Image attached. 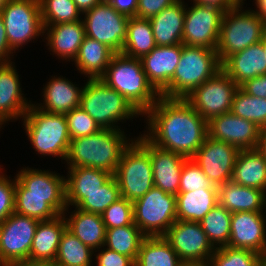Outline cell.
<instances>
[{
  "label": "cell",
  "mask_w": 266,
  "mask_h": 266,
  "mask_svg": "<svg viewBox=\"0 0 266 266\" xmlns=\"http://www.w3.org/2000/svg\"><path fill=\"white\" fill-rule=\"evenodd\" d=\"M143 135L159 148L192 158L208 135V122L185 100L160 97L143 115Z\"/></svg>",
  "instance_id": "1"
},
{
  "label": "cell",
  "mask_w": 266,
  "mask_h": 266,
  "mask_svg": "<svg viewBox=\"0 0 266 266\" xmlns=\"http://www.w3.org/2000/svg\"><path fill=\"white\" fill-rule=\"evenodd\" d=\"M126 136L124 130L101 129L96 134L71 139L65 161L68 167L95 168L114 175L123 152L135 140Z\"/></svg>",
  "instance_id": "2"
},
{
  "label": "cell",
  "mask_w": 266,
  "mask_h": 266,
  "mask_svg": "<svg viewBox=\"0 0 266 266\" xmlns=\"http://www.w3.org/2000/svg\"><path fill=\"white\" fill-rule=\"evenodd\" d=\"M100 79L144 115L161 97L149 83L140 58L116 53Z\"/></svg>",
  "instance_id": "3"
},
{
  "label": "cell",
  "mask_w": 266,
  "mask_h": 266,
  "mask_svg": "<svg viewBox=\"0 0 266 266\" xmlns=\"http://www.w3.org/2000/svg\"><path fill=\"white\" fill-rule=\"evenodd\" d=\"M221 69L216 50L182 44L181 58L175 73L160 96L167 99H184Z\"/></svg>",
  "instance_id": "4"
},
{
  "label": "cell",
  "mask_w": 266,
  "mask_h": 266,
  "mask_svg": "<svg viewBox=\"0 0 266 266\" xmlns=\"http://www.w3.org/2000/svg\"><path fill=\"white\" fill-rule=\"evenodd\" d=\"M82 86L80 107L85 110L101 129H120L123 122L143 115L128 100L109 87L100 78L86 79Z\"/></svg>",
  "instance_id": "5"
},
{
  "label": "cell",
  "mask_w": 266,
  "mask_h": 266,
  "mask_svg": "<svg viewBox=\"0 0 266 266\" xmlns=\"http://www.w3.org/2000/svg\"><path fill=\"white\" fill-rule=\"evenodd\" d=\"M21 121L36 154L66 159L71 138L65 114L45 112L32 104Z\"/></svg>",
  "instance_id": "6"
},
{
  "label": "cell",
  "mask_w": 266,
  "mask_h": 266,
  "mask_svg": "<svg viewBox=\"0 0 266 266\" xmlns=\"http://www.w3.org/2000/svg\"><path fill=\"white\" fill-rule=\"evenodd\" d=\"M244 1L223 13L216 49L221 63L228 56L260 42L265 33L266 22L253 9L244 10Z\"/></svg>",
  "instance_id": "7"
},
{
  "label": "cell",
  "mask_w": 266,
  "mask_h": 266,
  "mask_svg": "<svg viewBox=\"0 0 266 266\" xmlns=\"http://www.w3.org/2000/svg\"><path fill=\"white\" fill-rule=\"evenodd\" d=\"M113 176L121 197L131 202L144 196L154 186L150 150L137 137L123 152Z\"/></svg>",
  "instance_id": "8"
},
{
  "label": "cell",
  "mask_w": 266,
  "mask_h": 266,
  "mask_svg": "<svg viewBox=\"0 0 266 266\" xmlns=\"http://www.w3.org/2000/svg\"><path fill=\"white\" fill-rule=\"evenodd\" d=\"M134 224L147 236H163L175 223L176 196L153 186L133 202Z\"/></svg>",
  "instance_id": "9"
},
{
  "label": "cell",
  "mask_w": 266,
  "mask_h": 266,
  "mask_svg": "<svg viewBox=\"0 0 266 266\" xmlns=\"http://www.w3.org/2000/svg\"><path fill=\"white\" fill-rule=\"evenodd\" d=\"M10 48L16 52L44 36L39 0H9L0 12Z\"/></svg>",
  "instance_id": "10"
},
{
  "label": "cell",
  "mask_w": 266,
  "mask_h": 266,
  "mask_svg": "<svg viewBox=\"0 0 266 266\" xmlns=\"http://www.w3.org/2000/svg\"><path fill=\"white\" fill-rule=\"evenodd\" d=\"M82 15L86 36L107 45L115 53L122 52L129 16L116 11L107 0Z\"/></svg>",
  "instance_id": "11"
},
{
  "label": "cell",
  "mask_w": 266,
  "mask_h": 266,
  "mask_svg": "<svg viewBox=\"0 0 266 266\" xmlns=\"http://www.w3.org/2000/svg\"><path fill=\"white\" fill-rule=\"evenodd\" d=\"M239 86L221 69L184 98L207 122L231 112Z\"/></svg>",
  "instance_id": "12"
},
{
  "label": "cell",
  "mask_w": 266,
  "mask_h": 266,
  "mask_svg": "<svg viewBox=\"0 0 266 266\" xmlns=\"http://www.w3.org/2000/svg\"><path fill=\"white\" fill-rule=\"evenodd\" d=\"M185 10L182 44L217 49L224 11L218 7L193 3Z\"/></svg>",
  "instance_id": "13"
},
{
  "label": "cell",
  "mask_w": 266,
  "mask_h": 266,
  "mask_svg": "<svg viewBox=\"0 0 266 266\" xmlns=\"http://www.w3.org/2000/svg\"><path fill=\"white\" fill-rule=\"evenodd\" d=\"M38 223L14 212L0 224V257L6 265L28 262Z\"/></svg>",
  "instance_id": "14"
},
{
  "label": "cell",
  "mask_w": 266,
  "mask_h": 266,
  "mask_svg": "<svg viewBox=\"0 0 266 266\" xmlns=\"http://www.w3.org/2000/svg\"><path fill=\"white\" fill-rule=\"evenodd\" d=\"M22 168L16 174L15 195L49 196V205L62 215L67 208L65 176L48 169Z\"/></svg>",
  "instance_id": "15"
},
{
  "label": "cell",
  "mask_w": 266,
  "mask_h": 266,
  "mask_svg": "<svg viewBox=\"0 0 266 266\" xmlns=\"http://www.w3.org/2000/svg\"><path fill=\"white\" fill-rule=\"evenodd\" d=\"M163 237L181 261L209 262L215 251L199 222L176 220Z\"/></svg>",
  "instance_id": "16"
},
{
  "label": "cell",
  "mask_w": 266,
  "mask_h": 266,
  "mask_svg": "<svg viewBox=\"0 0 266 266\" xmlns=\"http://www.w3.org/2000/svg\"><path fill=\"white\" fill-rule=\"evenodd\" d=\"M239 149L207 135L204 143L192 157L209 180L219 186L231 181Z\"/></svg>",
  "instance_id": "17"
},
{
  "label": "cell",
  "mask_w": 266,
  "mask_h": 266,
  "mask_svg": "<svg viewBox=\"0 0 266 266\" xmlns=\"http://www.w3.org/2000/svg\"><path fill=\"white\" fill-rule=\"evenodd\" d=\"M208 136L236 146L239 150L257 149L260 128L232 112L213 117L208 121Z\"/></svg>",
  "instance_id": "18"
},
{
  "label": "cell",
  "mask_w": 266,
  "mask_h": 266,
  "mask_svg": "<svg viewBox=\"0 0 266 266\" xmlns=\"http://www.w3.org/2000/svg\"><path fill=\"white\" fill-rule=\"evenodd\" d=\"M14 62L0 63V129L10 120L13 122L23 118L33 104L22 93Z\"/></svg>",
  "instance_id": "19"
},
{
  "label": "cell",
  "mask_w": 266,
  "mask_h": 266,
  "mask_svg": "<svg viewBox=\"0 0 266 266\" xmlns=\"http://www.w3.org/2000/svg\"><path fill=\"white\" fill-rule=\"evenodd\" d=\"M229 247L266 254V225L261 212H235L231 215Z\"/></svg>",
  "instance_id": "20"
},
{
  "label": "cell",
  "mask_w": 266,
  "mask_h": 266,
  "mask_svg": "<svg viewBox=\"0 0 266 266\" xmlns=\"http://www.w3.org/2000/svg\"><path fill=\"white\" fill-rule=\"evenodd\" d=\"M138 139L150 150L154 186L176 196L180 189L182 167L187 158L157 147L142 134Z\"/></svg>",
  "instance_id": "21"
},
{
  "label": "cell",
  "mask_w": 266,
  "mask_h": 266,
  "mask_svg": "<svg viewBox=\"0 0 266 266\" xmlns=\"http://www.w3.org/2000/svg\"><path fill=\"white\" fill-rule=\"evenodd\" d=\"M182 44L156 46L140 58L149 83L160 94L170 83L180 61Z\"/></svg>",
  "instance_id": "22"
},
{
  "label": "cell",
  "mask_w": 266,
  "mask_h": 266,
  "mask_svg": "<svg viewBox=\"0 0 266 266\" xmlns=\"http://www.w3.org/2000/svg\"><path fill=\"white\" fill-rule=\"evenodd\" d=\"M44 40L52 55L60 60L73 62L86 36L82 20L44 27Z\"/></svg>",
  "instance_id": "23"
},
{
  "label": "cell",
  "mask_w": 266,
  "mask_h": 266,
  "mask_svg": "<svg viewBox=\"0 0 266 266\" xmlns=\"http://www.w3.org/2000/svg\"><path fill=\"white\" fill-rule=\"evenodd\" d=\"M221 66L238 86L248 79L266 74V57L261 41L228 56Z\"/></svg>",
  "instance_id": "24"
},
{
  "label": "cell",
  "mask_w": 266,
  "mask_h": 266,
  "mask_svg": "<svg viewBox=\"0 0 266 266\" xmlns=\"http://www.w3.org/2000/svg\"><path fill=\"white\" fill-rule=\"evenodd\" d=\"M43 87V103H34L42 111L66 114L72 109L79 107L82 87L73 84L63 76H51Z\"/></svg>",
  "instance_id": "25"
},
{
  "label": "cell",
  "mask_w": 266,
  "mask_h": 266,
  "mask_svg": "<svg viewBox=\"0 0 266 266\" xmlns=\"http://www.w3.org/2000/svg\"><path fill=\"white\" fill-rule=\"evenodd\" d=\"M67 228L65 218L39 221L29 254V263H44L52 265L58 251L62 234Z\"/></svg>",
  "instance_id": "26"
},
{
  "label": "cell",
  "mask_w": 266,
  "mask_h": 266,
  "mask_svg": "<svg viewBox=\"0 0 266 266\" xmlns=\"http://www.w3.org/2000/svg\"><path fill=\"white\" fill-rule=\"evenodd\" d=\"M73 208L75 210L68 212L70 208L67 207L63 213L67 229L93 251L103 247L106 238V227L103 223L102 216L80 210L77 207ZM66 212L68 214L70 213V215L67 216Z\"/></svg>",
  "instance_id": "27"
},
{
  "label": "cell",
  "mask_w": 266,
  "mask_h": 266,
  "mask_svg": "<svg viewBox=\"0 0 266 266\" xmlns=\"http://www.w3.org/2000/svg\"><path fill=\"white\" fill-rule=\"evenodd\" d=\"M177 0L149 19L157 46L182 44L186 3Z\"/></svg>",
  "instance_id": "28"
},
{
  "label": "cell",
  "mask_w": 266,
  "mask_h": 266,
  "mask_svg": "<svg viewBox=\"0 0 266 266\" xmlns=\"http://www.w3.org/2000/svg\"><path fill=\"white\" fill-rule=\"evenodd\" d=\"M65 177L67 207H76L83 199L84 193L99 190L113 175L104 170L88 167H67Z\"/></svg>",
  "instance_id": "29"
},
{
  "label": "cell",
  "mask_w": 266,
  "mask_h": 266,
  "mask_svg": "<svg viewBox=\"0 0 266 266\" xmlns=\"http://www.w3.org/2000/svg\"><path fill=\"white\" fill-rule=\"evenodd\" d=\"M218 204L231 213L261 212L265 191L228 181L217 186Z\"/></svg>",
  "instance_id": "30"
},
{
  "label": "cell",
  "mask_w": 266,
  "mask_h": 266,
  "mask_svg": "<svg viewBox=\"0 0 266 266\" xmlns=\"http://www.w3.org/2000/svg\"><path fill=\"white\" fill-rule=\"evenodd\" d=\"M231 181L266 192V160L258 149L239 150Z\"/></svg>",
  "instance_id": "31"
},
{
  "label": "cell",
  "mask_w": 266,
  "mask_h": 266,
  "mask_svg": "<svg viewBox=\"0 0 266 266\" xmlns=\"http://www.w3.org/2000/svg\"><path fill=\"white\" fill-rule=\"evenodd\" d=\"M115 54L107 45L85 36L74 64L79 73L88 79H98L105 73Z\"/></svg>",
  "instance_id": "32"
},
{
  "label": "cell",
  "mask_w": 266,
  "mask_h": 266,
  "mask_svg": "<svg viewBox=\"0 0 266 266\" xmlns=\"http://www.w3.org/2000/svg\"><path fill=\"white\" fill-rule=\"evenodd\" d=\"M218 204L217 189H197L176 195L177 220L199 222Z\"/></svg>",
  "instance_id": "33"
},
{
  "label": "cell",
  "mask_w": 266,
  "mask_h": 266,
  "mask_svg": "<svg viewBox=\"0 0 266 266\" xmlns=\"http://www.w3.org/2000/svg\"><path fill=\"white\" fill-rule=\"evenodd\" d=\"M156 46L149 19L129 17L126 39L121 53L127 57L141 58Z\"/></svg>",
  "instance_id": "34"
},
{
  "label": "cell",
  "mask_w": 266,
  "mask_h": 266,
  "mask_svg": "<svg viewBox=\"0 0 266 266\" xmlns=\"http://www.w3.org/2000/svg\"><path fill=\"white\" fill-rule=\"evenodd\" d=\"M181 259L163 236L146 237L134 266H178Z\"/></svg>",
  "instance_id": "35"
},
{
  "label": "cell",
  "mask_w": 266,
  "mask_h": 266,
  "mask_svg": "<svg viewBox=\"0 0 266 266\" xmlns=\"http://www.w3.org/2000/svg\"><path fill=\"white\" fill-rule=\"evenodd\" d=\"M94 253L66 228L52 266H92Z\"/></svg>",
  "instance_id": "36"
},
{
  "label": "cell",
  "mask_w": 266,
  "mask_h": 266,
  "mask_svg": "<svg viewBox=\"0 0 266 266\" xmlns=\"http://www.w3.org/2000/svg\"><path fill=\"white\" fill-rule=\"evenodd\" d=\"M147 236L135 225L106 229L104 246L130 257L134 262Z\"/></svg>",
  "instance_id": "37"
},
{
  "label": "cell",
  "mask_w": 266,
  "mask_h": 266,
  "mask_svg": "<svg viewBox=\"0 0 266 266\" xmlns=\"http://www.w3.org/2000/svg\"><path fill=\"white\" fill-rule=\"evenodd\" d=\"M231 215L222 205L217 204L200 221L203 231L213 247L228 246L231 231Z\"/></svg>",
  "instance_id": "38"
},
{
  "label": "cell",
  "mask_w": 266,
  "mask_h": 266,
  "mask_svg": "<svg viewBox=\"0 0 266 266\" xmlns=\"http://www.w3.org/2000/svg\"><path fill=\"white\" fill-rule=\"evenodd\" d=\"M231 112L254 122L260 129L266 126V98L251 96L240 87L234 94Z\"/></svg>",
  "instance_id": "39"
},
{
  "label": "cell",
  "mask_w": 266,
  "mask_h": 266,
  "mask_svg": "<svg viewBox=\"0 0 266 266\" xmlns=\"http://www.w3.org/2000/svg\"><path fill=\"white\" fill-rule=\"evenodd\" d=\"M39 3L43 27L83 18L73 0H39Z\"/></svg>",
  "instance_id": "40"
},
{
  "label": "cell",
  "mask_w": 266,
  "mask_h": 266,
  "mask_svg": "<svg viewBox=\"0 0 266 266\" xmlns=\"http://www.w3.org/2000/svg\"><path fill=\"white\" fill-rule=\"evenodd\" d=\"M210 266H264V256L246 249L229 246L216 248Z\"/></svg>",
  "instance_id": "41"
},
{
  "label": "cell",
  "mask_w": 266,
  "mask_h": 266,
  "mask_svg": "<svg viewBox=\"0 0 266 266\" xmlns=\"http://www.w3.org/2000/svg\"><path fill=\"white\" fill-rule=\"evenodd\" d=\"M121 197L118 183L112 176L99 190L84 193V199L76 206L78 209L102 214L113 202Z\"/></svg>",
  "instance_id": "42"
},
{
  "label": "cell",
  "mask_w": 266,
  "mask_h": 266,
  "mask_svg": "<svg viewBox=\"0 0 266 266\" xmlns=\"http://www.w3.org/2000/svg\"><path fill=\"white\" fill-rule=\"evenodd\" d=\"M15 213L47 221L59 214L49 205V196L15 195Z\"/></svg>",
  "instance_id": "43"
},
{
  "label": "cell",
  "mask_w": 266,
  "mask_h": 266,
  "mask_svg": "<svg viewBox=\"0 0 266 266\" xmlns=\"http://www.w3.org/2000/svg\"><path fill=\"white\" fill-rule=\"evenodd\" d=\"M197 189H217L203 170L192 160H185L180 176L179 193L192 192Z\"/></svg>",
  "instance_id": "44"
},
{
  "label": "cell",
  "mask_w": 266,
  "mask_h": 266,
  "mask_svg": "<svg viewBox=\"0 0 266 266\" xmlns=\"http://www.w3.org/2000/svg\"><path fill=\"white\" fill-rule=\"evenodd\" d=\"M106 229L134 224L133 202L120 197L113 202L102 214Z\"/></svg>",
  "instance_id": "45"
},
{
  "label": "cell",
  "mask_w": 266,
  "mask_h": 266,
  "mask_svg": "<svg viewBox=\"0 0 266 266\" xmlns=\"http://www.w3.org/2000/svg\"><path fill=\"white\" fill-rule=\"evenodd\" d=\"M71 139L96 134L101 130L96 121L80 106L65 114Z\"/></svg>",
  "instance_id": "46"
},
{
  "label": "cell",
  "mask_w": 266,
  "mask_h": 266,
  "mask_svg": "<svg viewBox=\"0 0 266 266\" xmlns=\"http://www.w3.org/2000/svg\"><path fill=\"white\" fill-rule=\"evenodd\" d=\"M0 224L15 212L16 176L10 177L2 173L0 168Z\"/></svg>",
  "instance_id": "47"
},
{
  "label": "cell",
  "mask_w": 266,
  "mask_h": 266,
  "mask_svg": "<svg viewBox=\"0 0 266 266\" xmlns=\"http://www.w3.org/2000/svg\"><path fill=\"white\" fill-rule=\"evenodd\" d=\"M94 252H98L96 255L94 254V256H96L97 266H134V261L130 257L106 248L105 246Z\"/></svg>",
  "instance_id": "48"
},
{
  "label": "cell",
  "mask_w": 266,
  "mask_h": 266,
  "mask_svg": "<svg viewBox=\"0 0 266 266\" xmlns=\"http://www.w3.org/2000/svg\"><path fill=\"white\" fill-rule=\"evenodd\" d=\"M177 0H138L136 17L151 19Z\"/></svg>",
  "instance_id": "49"
},
{
  "label": "cell",
  "mask_w": 266,
  "mask_h": 266,
  "mask_svg": "<svg viewBox=\"0 0 266 266\" xmlns=\"http://www.w3.org/2000/svg\"><path fill=\"white\" fill-rule=\"evenodd\" d=\"M239 87L251 96L266 98V74L248 79Z\"/></svg>",
  "instance_id": "50"
},
{
  "label": "cell",
  "mask_w": 266,
  "mask_h": 266,
  "mask_svg": "<svg viewBox=\"0 0 266 266\" xmlns=\"http://www.w3.org/2000/svg\"><path fill=\"white\" fill-rule=\"evenodd\" d=\"M13 53L15 52L9 46L4 22L0 15V63L11 62L14 56Z\"/></svg>",
  "instance_id": "51"
},
{
  "label": "cell",
  "mask_w": 266,
  "mask_h": 266,
  "mask_svg": "<svg viewBox=\"0 0 266 266\" xmlns=\"http://www.w3.org/2000/svg\"><path fill=\"white\" fill-rule=\"evenodd\" d=\"M110 5L118 12L129 17L136 16L138 0H107Z\"/></svg>",
  "instance_id": "52"
},
{
  "label": "cell",
  "mask_w": 266,
  "mask_h": 266,
  "mask_svg": "<svg viewBox=\"0 0 266 266\" xmlns=\"http://www.w3.org/2000/svg\"><path fill=\"white\" fill-rule=\"evenodd\" d=\"M241 0H193V3L199 5L214 6L222 9L224 12L232 9Z\"/></svg>",
  "instance_id": "53"
},
{
  "label": "cell",
  "mask_w": 266,
  "mask_h": 266,
  "mask_svg": "<svg viewBox=\"0 0 266 266\" xmlns=\"http://www.w3.org/2000/svg\"><path fill=\"white\" fill-rule=\"evenodd\" d=\"M103 0H73L75 5L83 14L84 12L92 9L97 4L101 3Z\"/></svg>",
  "instance_id": "54"
},
{
  "label": "cell",
  "mask_w": 266,
  "mask_h": 266,
  "mask_svg": "<svg viewBox=\"0 0 266 266\" xmlns=\"http://www.w3.org/2000/svg\"><path fill=\"white\" fill-rule=\"evenodd\" d=\"M257 149L266 160V126L260 129V138Z\"/></svg>",
  "instance_id": "55"
},
{
  "label": "cell",
  "mask_w": 266,
  "mask_h": 266,
  "mask_svg": "<svg viewBox=\"0 0 266 266\" xmlns=\"http://www.w3.org/2000/svg\"><path fill=\"white\" fill-rule=\"evenodd\" d=\"M254 1L256 4V8L254 11L266 22V0H254Z\"/></svg>",
  "instance_id": "56"
},
{
  "label": "cell",
  "mask_w": 266,
  "mask_h": 266,
  "mask_svg": "<svg viewBox=\"0 0 266 266\" xmlns=\"http://www.w3.org/2000/svg\"><path fill=\"white\" fill-rule=\"evenodd\" d=\"M178 266H210V264L203 261H181Z\"/></svg>",
  "instance_id": "57"
},
{
  "label": "cell",
  "mask_w": 266,
  "mask_h": 266,
  "mask_svg": "<svg viewBox=\"0 0 266 266\" xmlns=\"http://www.w3.org/2000/svg\"><path fill=\"white\" fill-rule=\"evenodd\" d=\"M7 266H52V265L44 263L17 262V263L8 264Z\"/></svg>",
  "instance_id": "58"
},
{
  "label": "cell",
  "mask_w": 266,
  "mask_h": 266,
  "mask_svg": "<svg viewBox=\"0 0 266 266\" xmlns=\"http://www.w3.org/2000/svg\"><path fill=\"white\" fill-rule=\"evenodd\" d=\"M262 217H263V220L265 222V225H266V192H265V195H264V199H263V205H262Z\"/></svg>",
  "instance_id": "59"
},
{
  "label": "cell",
  "mask_w": 266,
  "mask_h": 266,
  "mask_svg": "<svg viewBox=\"0 0 266 266\" xmlns=\"http://www.w3.org/2000/svg\"><path fill=\"white\" fill-rule=\"evenodd\" d=\"M261 43H262V49H263V51L265 53V57H266V29H265V33L262 37Z\"/></svg>",
  "instance_id": "60"
},
{
  "label": "cell",
  "mask_w": 266,
  "mask_h": 266,
  "mask_svg": "<svg viewBox=\"0 0 266 266\" xmlns=\"http://www.w3.org/2000/svg\"><path fill=\"white\" fill-rule=\"evenodd\" d=\"M9 0H0V12L3 10Z\"/></svg>",
  "instance_id": "61"
},
{
  "label": "cell",
  "mask_w": 266,
  "mask_h": 266,
  "mask_svg": "<svg viewBox=\"0 0 266 266\" xmlns=\"http://www.w3.org/2000/svg\"><path fill=\"white\" fill-rule=\"evenodd\" d=\"M0 266H7V265L2 261L1 257H0Z\"/></svg>",
  "instance_id": "62"
},
{
  "label": "cell",
  "mask_w": 266,
  "mask_h": 266,
  "mask_svg": "<svg viewBox=\"0 0 266 266\" xmlns=\"http://www.w3.org/2000/svg\"><path fill=\"white\" fill-rule=\"evenodd\" d=\"M264 266H266V254L264 256Z\"/></svg>",
  "instance_id": "63"
}]
</instances>
